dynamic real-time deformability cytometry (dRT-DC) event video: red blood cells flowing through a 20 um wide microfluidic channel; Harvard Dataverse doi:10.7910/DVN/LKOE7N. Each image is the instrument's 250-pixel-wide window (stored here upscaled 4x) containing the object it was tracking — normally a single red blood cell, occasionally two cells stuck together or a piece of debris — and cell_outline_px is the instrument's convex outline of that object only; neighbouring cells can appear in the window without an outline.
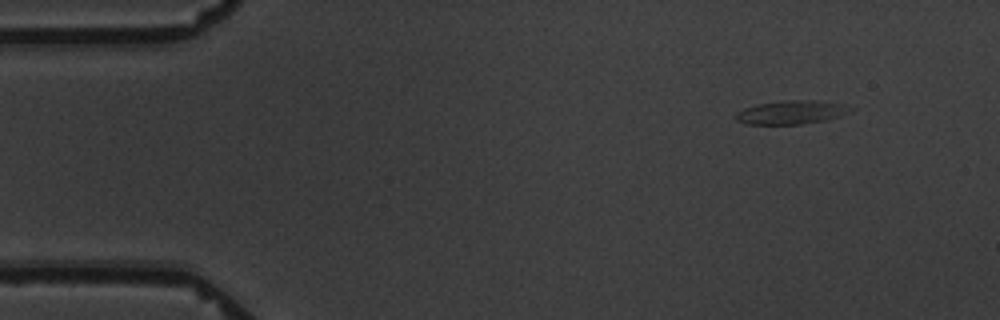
{"species": "common noctule bat (a hibernating species)", "species_latin": "Nyctalus noctula", "temperature_condition": "warm", "stored_images_in_passage": 5, "segment_of_instrument_passage": [2, 2], "camera_frame_rate_fps": 3000, "um_per_image_px": 0.085, "animal": {"sex": "male", "body_mass_g": 19.5, "forearm_length_mm": 54.6}, "frame": {"image": 1, "passage_image": 5, "time_ms": 4.667, "image_size_px": [1000, 320], "cell_outline_px": [[856, 108], [840, 116], [828, 120], [800, 124], [744, 124], [736, 120], [732, 116], [736, 112], [744, 108], [760, 104], [788, 100], [816, 100], [844, 104]], "centroid_in_image_um": [67.27, 9.55], "position_along_channel_um": 17.7, "area_um2": 15.9}}